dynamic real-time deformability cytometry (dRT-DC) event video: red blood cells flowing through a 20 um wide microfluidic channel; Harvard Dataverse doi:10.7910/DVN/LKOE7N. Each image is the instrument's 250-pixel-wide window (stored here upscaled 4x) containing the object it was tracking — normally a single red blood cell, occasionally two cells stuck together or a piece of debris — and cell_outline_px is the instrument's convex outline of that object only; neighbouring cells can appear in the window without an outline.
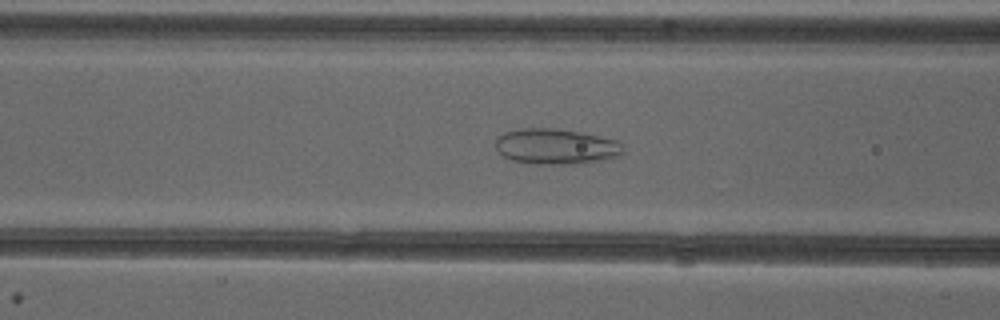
{"species": "common noctule bat (a hibernating species)", "species_latin": "Nyctalus noctula", "temperature_condition": "cold", "stored_images_in_passage": 51, "camera_frame_rate_fps": 3000, "um_per_image_px": 0.085, "animal": {"sex": "female"}, "frame": {"image": 1, "passage_image": 20, "time_ms": 6.333, "image_size_px": [1000, 320], "cell_outline_px": [[624, 152], [620, 156], [612, 160], [584, 164], [524, 164], [508, 160], [496, 148], [496, 140], [504, 132], [524, 128], [556, 128], [580, 132], [620, 140]], "centroid_in_image_um": [47.33, 12.48], "position_along_channel_um": 119.3, "area_um2": 27.22}}
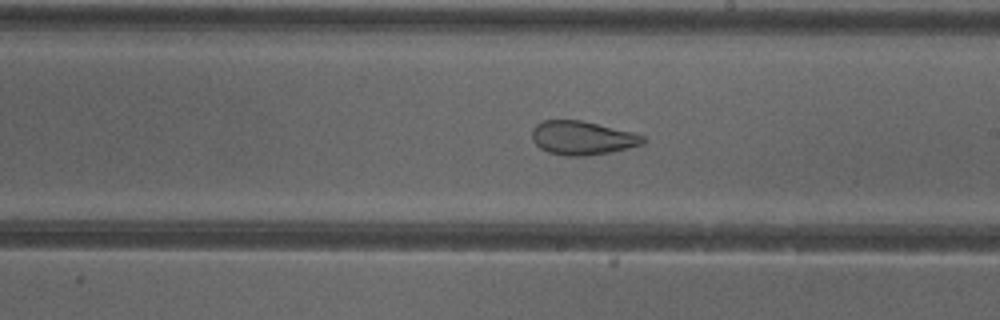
{"frame": {"image": 2, "passage_image": 29, "time_ms": 9.333, "image_size_px": [1000, 320], "cell_outline_px": [[648, 140], [644, 144], [612, 152], [584, 156], [568, 156], [548, 152], [540, 148], [532, 140], [532, 128], [536, 124], [544, 120], [580, 120], [632, 132], [644, 136]], "centroid_in_image_um": [49.5, 11.73], "position_along_channel_um": 239.5, "area_um2": 21.91}}
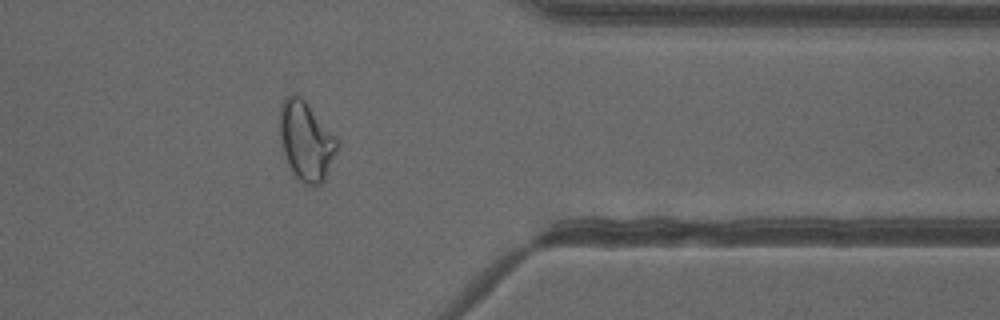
{"frame": {"image": 3, "passage_image": 41, "time_ms": 13.333, "image_size_px": [1000, 320], "cell_outline_px": [[340, 140], [336, 152], [324, 180], [320, 184], [312, 188], [300, 184], [292, 172], [284, 156], [280, 140], [280, 104], [284, 96], [292, 92], [296, 92], [308, 104]], "centroid_in_image_um": [26.0, 11.99], "position_along_channel_um": 385.4, "area_um2": 27.11}, "authors_computed_cell_mechanics": {"area_um2": 28.611, "velocity_mm_per_s": 3.9923, "shape_relaxation_time_tau1_ms": null, "shape_relaxation_time_tau2_ms": 1.3501, "deformation_change_tau1": null, "deformation_change_tau2": 0.0806}}